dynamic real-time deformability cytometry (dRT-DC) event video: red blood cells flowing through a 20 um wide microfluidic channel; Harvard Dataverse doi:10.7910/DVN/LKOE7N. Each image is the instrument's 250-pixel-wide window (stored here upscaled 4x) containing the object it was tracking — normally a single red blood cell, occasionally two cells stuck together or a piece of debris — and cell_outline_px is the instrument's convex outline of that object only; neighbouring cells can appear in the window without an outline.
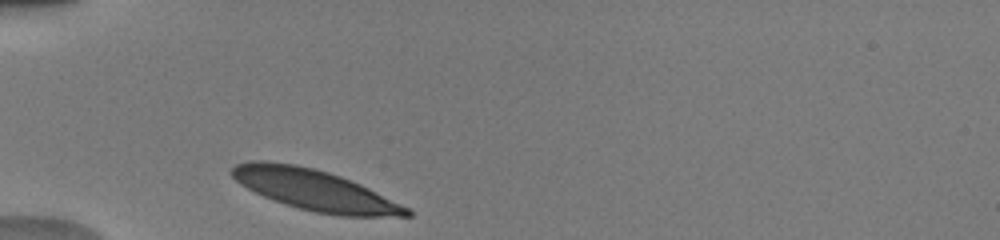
{"species": "human", "species_latin": "Homo sapiens", "temperature_condition": "warm", "stored_images_in_passage": 2, "camera_frame_rate_fps": 3000, "um_per_image_px": 0.085, "donor": {"sex": "male"}, "frame": {"image": 1, "passage_image": 1, "time_ms": 0.0, "image_size_px": [1000, 240], "cell_outline_px": [[412, 216], [340, 216], [316, 212], [284, 204], [264, 196], [240, 184], [228, 172], [236, 164], [256, 160], [260, 160], [296, 164], [328, 172], [340, 176], [360, 184], [408, 208], [412, 212]], "centroid_in_image_um": [26.72, 16.15], "position_along_channel_um": 58.3, "area_um2": 40.98}}